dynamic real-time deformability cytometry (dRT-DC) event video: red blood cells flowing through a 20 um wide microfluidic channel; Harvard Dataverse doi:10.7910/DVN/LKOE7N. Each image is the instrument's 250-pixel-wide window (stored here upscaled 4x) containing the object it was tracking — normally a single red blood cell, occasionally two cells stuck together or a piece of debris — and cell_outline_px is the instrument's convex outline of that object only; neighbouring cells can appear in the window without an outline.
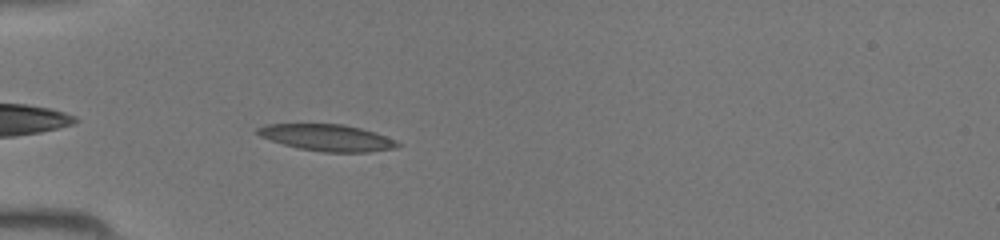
{"species": "common noctule bat (a hibernating species)", "species_latin": "Nyctalus noctula", "temperature_condition": "room temperature", "stored_images_in_passage": 34, "camera_frame_rate_fps": 3000, "um_per_image_px": 0.085, "animal": {"sex": "female", "body_mass_g": 19.5, "forearm_length_mm": 54.1}, "frame": {"image": 1, "passage_image": 3, "time_ms": 0.667, "image_size_px": [1000, 240], "cell_outline_px": [[400, 144], [396, 148], [368, 152], [324, 152], [300, 148], [284, 144], [260, 136], [256, 132], [256, 128], [264, 124], [344, 124], [376, 132], [396, 140]], "centroid_in_image_um": [27.83, 11.69], "position_along_channel_um": 57.2, "area_um2": 21.62}}
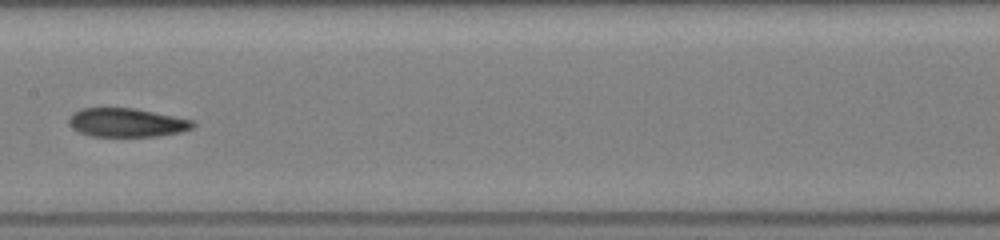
{"frame": {"image": 2, "passage_image": 13, "time_ms": 4.0, "image_size_px": [1000, 240], "cell_outline_px": [[196, 124], [192, 128], [180, 132], [156, 136], [92, 136], [80, 132], [72, 128], [68, 124], [68, 120], [72, 112], [80, 108], [136, 108], [196, 120]], "centroid_in_image_um": [10.78, 10.4], "position_along_channel_um": 196.6, "area_um2": 20.98}}
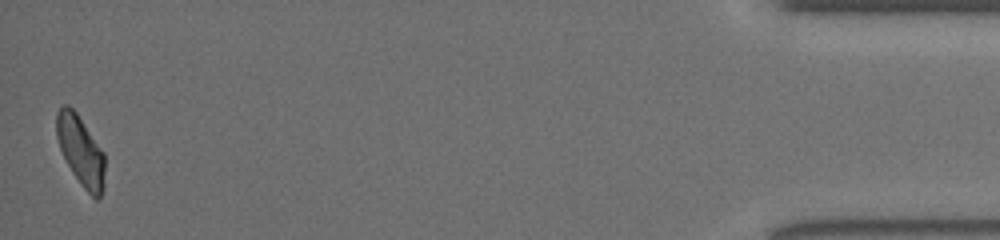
{"frame": {"image": 3, "passage_image": 34, "time_ms": 11.0, "image_size_px": [1000, 240], "cell_outline_px": [[104, 188], [100, 200], [96, 200], [84, 188], [72, 172], [60, 148], [56, 136], [56, 112], [64, 104], [68, 104], [76, 112], [104, 152]], "centroid_in_image_um": [6.87, 12.82], "position_along_channel_um": 428.3, "area_um2": 19.59}}